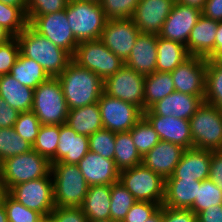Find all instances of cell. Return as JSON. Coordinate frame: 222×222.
Returning <instances> with one entry per match:
<instances>
[{"mask_svg":"<svg viewBox=\"0 0 222 222\" xmlns=\"http://www.w3.org/2000/svg\"><path fill=\"white\" fill-rule=\"evenodd\" d=\"M66 16L79 43L100 39L108 21L100 3L87 0H69Z\"/></svg>","mask_w":222,"mask_h":222,"instance_id":"3","label":"cell"},{"mask_svg":"<svg viewBox=\"0 0 222 222\" xmlns=\"http://www.w3.org/2000/svg\"><path fill=\"white\" fill-rule=\"evenodd\" d=\"M55 207H82L88 184L78 165L51 163Z\"/></svg>","mask_w":222,"mask_h":222,"instance_id":"4","label":"cell"},{"mask_svg":"<svg viewBox=\"0 0 222 222\" xmlns=\"http://www.w3.org/2000/svg\"><path fill=\"white\" fill-rule=\"evenodd\" d=\"M7 193L25 207L48 216L54 210L52 174L47 177L20 183Z\"/></svg>","mask_w":222,"mask_h":222,"instance_id":"10","label":"cell"},{"mask_svg":"<svg viewBox=\"0 0 222 222\" xmlns=\"http://www.w3.org/2000/svg\"><path fill=\"white\" fill-rule=\"evenodd\" d=\"M69 0H27L26 16L28 24L36 17L66 9Z\"/></svg>","mask_w":222,"mask_h":222,"instance_id":"45","label":"cell"},{"mask_svg":"<svg viewBox=\"0 0 222 222\" xmlns=\"http://www.w3.org/2000/svg\"><path fill=\"white\" fill-rule=\"evenodd\" d=\"M89 222H116V221H113L111 219H105V220H92V221H89Z\"/></svg>","mask_w":222,"mask_h":222,"instance_id":"62","label":"cell"},{"mask_svg":"<svg viewBox=\"0 0 222 222\" xmlns=\"http://www.w3.org/2000/svg\"><path fill=\"white\" fill-rule=\"evenodd\" d=\"M129 132L135 147L142 157L160 141L158 134L144 117Z\"/></svg>","mask_w":222,"mask_h":222,"instance_id":"38","label":"cell"},{"mask_svg":"<svg viewBox=\"0 0 222 222\" xmlns=\"http://www.w3.org/2000/svg\"><path fill=\"white\" fill-rule=\"evenodd\" d=\"M197 222H222V204L211 206L198 213Z\"/></svg>","mask_w":222,"mask_h":222,"instance_id":"53","label":"cell"},{"mask_svg":"<svg viewBox=\"0 0 222 222\" xmlns=\"http://www.w3.org/2000/svg\"><path fill=\"white\" fill-rule=\"evenodd\" d=\"M88 186L112 185L119 181V170L114 160L88 151L77 164Z\"/></svg>","mask_w":222,"mask_h":222,"instance_id":"20","label":"cell"},{"mask_svg":"<svg viewBox=\"0 0 222 222\" xmlns=\"http://www.w3.org/2000/svg\"><path fill=\"white\" fill-rule=\"evenodd\" d=\"M13 36L0 25V45L9 41Z\"/></svg>","mask_w":222,"mask_h":222,"instance_id":"57","label":"cell"},{"mask_svg":"<svg viewBox=\"0 0 222 222\" xmlns=\"http://www.w3.org/2000/svg\"><path fill=\"white\" fill-rule=\"evenodd\" d=\"M192 147L222 150V111L205 101L189 119Z\"/></svg>","mask_w":222,"mask_h":222,"instance_id":"7","label":"cell"},{"mask_svg":"<svg viewBox=\"0 0 222 222\" xmlns=\"http://www.w3.org/2000/svg\"><path fill=\"white\" fill-rule=\"evenodd\" d=\"M211 60L217 64L222 65V49L219 50L212 58Z\"/></svg>","mask_w":222,"mask_h":222,"instance_id":"60","label":"cell"},{"mask_svg":"<svg viewBox=\"0 0 222 222\" xmlns=\"http://www.w3.org/2000/svg\"><path fill=\"white\" fill-rule=\"evenodd\" d=\"M41 125L36 114L33 111H28L20 112L13 128L22 139L33 145Z\"/></svg>","mask_w":222,"mask_h":222,"instance_id":"43","label":"cell"},{"mask_svg":"<svg viewBox=\"0 0 222 222\" xmlns=\"http://www.w3.org/2000/svg\"><path fill=\"white\" fill-rule=\"evenodd\" d=\"M140 33L131 18L108 19L100 40L111 52L125 62Z\"/></svg>","mask_w":222,"mask_h":222,"instance_id":"14","label":"cell"},{"mask_svg":"<svg viewBox=\"0 0 222 222\" xmlns=\"http://www.w3.org/2000/svg\"><path fill=\"white\" fill-rule=\"evenodd\" d=\"M113 160L119 171L142 164V156L135 147L129 131L116 133Z\"/></svg>","mask_w":222,"mask_h":222,"instance_id":"33","label":"cell"},{"mask_svg":"<svg viewBox=\"0 0 222 222\" xmlns=\"http://www.w3.org/2000/svg\"><path fill=\"white\" fill-rule=\"evenodd\" d=\"M34 89L20 84L12 75L0 76V96L19 112L32 111Z\"/></svg>","mask_w":222,"mask_h":222,"instance_id":"27","label":"cell"},{"mask_svg":"<svg viewBox=\"0 0 222 222\" xmlns=\"http://www.w3.org/2000/svg\"><path fill=\"white\" fill-rule=\"evenodd\" d=\"M143 117L154 128L160 140L177 144L185 149L192 148L189 120L155 115L149 109L143 112Z\"/></svg>","mask_w":222,"mask_h":222,"instance_id":"18","label":"cell"},{"mask_svg":"<svg viewBox=\"0 0 222 222\" xmlns=\"http://www.w3.org/2000/svg\"><path fill=\"white\" fill-rule=\"evenodd\" d=\"M0 222H8L6 209L1 202H0Z\"/></svg>","mask_w":222,"mask_h":222,"instance_id":"59","label":"cell"},{"mask_svg":"<svg viewBox=\"0 0 222 222\" xmlns=\"http://www.w3.org/2000/svg\"><path fill=\"white\" fill-rule=\"evenodd\" d=\"M103 128L114 133L128 132L143 117L136 105L113 98L104 92L98 101Z\"/></svg>","mask_w":222,"mask_h":222,"instance_id":"12","label":"cell"},{"mask_svg":"<svg viewBox=\"0 0 222 222\" xmlns=\"http://www.w3.org/2000/svg\"><path fill=\"white\" fill-rule=\"evenodd\" d=\"M222 49V21H219V25L216 31L215 39V54Z\"/></svg>","mask_w":222,"mask_h":222,"instance_id":"55","label":"cell"},{"mask_svg":"<svg viewBox=\"0 0 222 222\" xmlns=\"http://www.w3.org/2000/svg\"><path fill=\"white\" fill-rule=\"evenodd\" d=\"M111 185L89 186L84 202L83 213L89 221L110 219Z\"/></svg>","mask_w":222,"mask_h":222,"instance_id":"28","label":"cell"},{"mask_svg":"<svg viewBox=\"0 0 222 222\" xmlns=\"http://www.w3.org/2000/svg\"><path fill=\"white\" fill-rule=\"evenodd\" d=\"M50 173L51 161L32 149L2 162L0 182L7 192L15 185L47 177Z\"/></svg>","mask_w":222,"mask_h":222,"instance_id":"5","label":"cell"},{"mask_svg":"<svg viewBox=\"0 0 222 222\" xmlns=\"http://www.w3.org/2000/svg\"><path fill=\"white\" fill-rule=\"evenodd\" d=\"M219 21L203 15L190 32L187 41V51L190 56H200L211 59L215 55V39Z\"/></svg>","mask_w":222,"mask_h":222,"instance_id":"23","label":"cell"},{"mask_svg":"<svg viewBox=\"0 0 222 222\" xmlns=\"http://www.w3.org/2000/svg\"><path fill=\"white\" fill-rule=\"evenodd\" d=\"M20 112L10 107L0 96V128L13 127Z\"/></svg>","mask_w":222,"mask_h":222,"instance_id":"51","label":"cell"},{"mask_svg":"<svg viewBox=\"0 0 222 222\" xmlns=\"http://www.w3.org/2000/svg\"><path fill=\"white\" fill-rule=\"evenodd\" d=\"M176 0H139L131 17L141 33L158 35Z\"/></svg>","mask_w":222,"mask_h":222,"instance_id":"17","label":"cell"},{"mask_svg":"<svg viewBox=\"0 0 222 222\" xmlns=\"http://www.w3.org/2000/svg\"><path fill=\"white\" fill-rule=\"evenodd\" d=\"M209 179L222 191V150L212 151Z\"/></svg>","mask_w":222,"mask_h":222,"instance_id":"50","label":"cell"},{"mask_svg":"<svg viewBox=\"0 0 222 222\" xmlns=\"http://www.w3.org/2000/svg\"><path fill=\"white\" fill-rule=\"evenodd\" d=\"M20 54L35 60L49 77L57 78L72 60L64 49L56 46L29 24L16 36Z\"/></svg>","mask_w":222,"mask_h":222,"instance_id":"2","label":"cell"},{"mask_svg":"<svg viewBox=\"0 0 222 222\" xmlns=\"http://www.w3.org/2000/svg\"><path fill=\"white\" fill-rule=\"evenodd\" d=\"M66 124L77 134L90 136L103 129L98 102L81 108L69 110Z\"/></svg>","mask_w":222,"mask_h":222,"instance_id":"29","label":"cell"},{"mask_svg":"<svg viewBox=\"0 0 222 222\" xmlns=\"http://www.w3.org/2000/svg\"><path fill=\"white\" fill-rule=\"evenodd\" d=\"M1 171H2V162L0 161V176H1Z\"/></svg>","mask_w":222,"mask_h":222,"instance_id":"64","label":"cell"},{"mask_svg":"<svg viewBox=\"0 0 222 222\" xmlns=\"http://www.w3.org/2000/svg\"><path fill=\"white\" fill-rule=\"evenodd\" d=\"M144 75L124 64L114 75L103 80V92L132 103L144 112Z\"/></svg>","mask_w":222,"mask_h":222,"instance_id":"11","label":"cell"},{"mask_svg":"<svg viewBox=\"0 0 222 222\" xmlns=\"http://www.w3.org/2000/svg\"><path fill=\"white\" fill-rule=\"evenodd\" d=\"M32 144L17 134L13 127L0 128V161L31 151Z\"/></svg>","mask_w":222,"mask_h":222,"instance_id":"36","label":"cell"},{"mask_svg":"<svg viewBox=\"0 0 222 222\" xmlns=\"http://www.w3.org/2000/svg\"><path fill=\"white\" fill-rule=\"evenodd\" d=\"M202 15L216 21H222V0H206Z\"/></svg>","mask_w":222,"mask_h":222,"instance_id":"52","label":"cell"},{"mask_svg":"<svg viewBox=\"0 0 222 222\" xmlns=\"http://www.w3.org/2000/svg\"><path fill=\"white\" fill-rule=\"evenodd\" d=\"M202 103L203 100L199 96L174 91L153 104L149 110L155 115L189 120Z\"/></svg>","mask_w":222,"mask_h":222,"instance_id":"24","label":"cell"},{"mask_svg":"<svg viewBox=\"0 0 222 222\" xmlns=\"http://www.w3.org/2000/svg\"><path fill=\"white\" fill-rule=\"evenodd\" d=\"M189 57L185 45L158 36L156 71L171 72Z\"/></svg>","mask_w":222,"mask_h":222,"instance_id":"30","label":"cell"},{"mask_svg":"<svg viewBox=\"0 0 222 222\" xmlns=\"http://www.w3.org/2000/svg\"><path fill=\"white\" fill-rule=\"evenodd\" d=\"M38 222H55L51 215L43 216Z\"/></svg>","mask_w":222,"mask_h":222,"instance_id":"61","label":"cell"},{"mask_svg":"<svg viewBox=\"0 0 222 222\" xmlns=\"http://www.w3.org/2000/svg\"><path fill=\"white\" fill-rule=\"evenodd\" d=\"M3 193H4V189L1 186V182H0V202H1V197H2Z\"/></svg>","mask_w":222,"mask_h":222,"instance_id":"63","label":"cell"},{"mask_svg":"<svg viewBox=\"0 0 222 222\" xmlns=\"http://www.w3.org/2000/svg\"><path fill=\"white\" fill-rule=\"evenodd\" d=\"M159 208L160 205L158 203L136 201L122 222H145Z\"/></svg>","mask_w":222,"mask_h":222,"instance_id":"47","label":"cell"},{"mask_svg":"<svg viewBox=\"0 0 222 222\" xmlns=\"http://www.w3.org/2000/svg\"><path fill=\"white\" fill-rule=\"evenodd\" d=\"M110 195V219L116 222H122L136 200L119 181L111 185Z\"/></svg>","mask_w":222,"mask_h":222,"instance_id":"37","label":"cell"},{"mask_svg":"<svg viewBox=\"0 0 222 222\" xmlns=\"http://www.w3.org/2000/svg\"><path fill=\"white\" fill-rule=\"evenodd\" d=\"M29 25L56 46L64 49L71 56L74 55L79 42L69 26L66 9L47 15L36 16Z\"/></svg>","mask_w":222,"mask_h":222,"instance_id":"13","label":"cell"},{"mask_svg":"<svg viewBox=\"0 0 222 222\" xmlns=\"http://www.w3.org/2000/svg\"><path fill=\"white\" fill-rule=\"evenodd\" d=\"M56 150V163L77 165L89 151V137L77 134L66 123L60 125V136Z\"/></svg>","mask_w":222,"mask_h":222,"instance_id":"25","label":"cell"},{"mask_svg":"<svg viewBox=\"0 0 222 222\" xmlns=\"http://www.w3.org/2000/svg\"><path fill=\"white\" fill-rule=\"evenodd\" d=\"M145 222H162V206Z\"/></svg>","mask_w":222,"mask_h":222,"instance_id":"58","label":"cell"},{"mask_svg":"<svg viewBox=\"0 0 222 222\" xmlns=\"http://www.w3.org/2000/svg\"><path fill=\"white\" fill-rule=\"evenodd\" d=\"M1 203L6 209L8 222H38L43 217L37 211L31 210L16 201L7 192L3 193Z\"/></svg>","mask_w":222,"mask_h":222,"instance_id":"41","label":"cell"},{"mask_svg":"<svg viewBox=\"0 0 222 222\" xmlns=\"http://www.w3.org/2000/svg\"><path fill=\"white\" fill-rule=\"evenodd\" d=\"M185 150L177 144L160 140L142 157V164L166 180L173 174Z\"/></svg>","mask_w":222,"mask_h":222,"instance_id":"19","label":"cell"},{"mask_svg":"<svg viewBox=\"0 0 222 222\" xmlns=\"http://www.w3.org/2000/svg\"><path fill=\"white\" fill-rule=\"evenodd\" d=\"M50 215L55 222H89L81 207H55Z\"/></svg>","mask_w":222,"mask_h":222,"instance_id":"48","label":"cell"},{"mask_svg":"<svg viewBox=\"0 0 222 222\" xmlns=\"http://www.w3.org/2000/svg\"><path fill=\"white\" fill-rule=\"evenodd\" d=\"M212 150L188 148L167 179H192L203 181L209 178Z\"/></svg>","mask_w":222,"mask_h":222,"instance_id":"21","label":"cell"},{"mask_svg":"<svg viewBox=\"0 0 222 222\" xmlns=\"http://www.w3.org/2000/svg\"><path fill=\"white\" fill-rule=\"evenodd\" d=\"M175 91L205 98L206 58L190 56L170 72Z\"/></svg>","mask_w":222,"mask_h":222,"instance_id":"15","label":"cell"},{"mask_svg":"<svg viewBox=\"0 0 222 222\" xmlns=\"http://www.w3.org/2000/svg\"><path fill=\"white\" fill-rule=\"evenodd\" d=\"M176 1L184 5L196 7L200 10H202L206 2V0H176Z\"/></svg>","mask_w":222,"mask_h":222,"instance_id":"56","label":"cell"},{"mask_svg":"<svg viewBox=\"0 0 222 222\" xmlns=\"http://www.w3.org/2000/svg\"><path fill=\"white\" fill-rule=\"evenodd\" d=\"M119 182L134 196L136 201L163 205L165 180L143 164L120 171Z\"/></svg>","mask_w":222,"mask_h":222,"instance_id":"8","label":"cell"},{"mask_svg":"<svg viewBox=\"0 0 222 222\" xmlns=\"http://www.w3.org/2000/svg\"><path fill=\"white\" fill-rule=\"evenodd\" d=\"M139 0H101L99 3L108 19H129Z\"/></svg>","mask_w":222,"mask_h":222,"instance_id":"44","label":"cell"},{"mask_svg":"<svg viewBox=\"0 0 222 222\" xmlns=\"http://www.w3.org/2000/svg\"><path fill=\"white\" fill-rule=\"evenodd\" d=\"M20 54L19 44L16 37L0 45V76L10 74Z\"/></svg>","mask_w":222,"mask_h":222,"instance_id":"46","label":"cell"},{"mask_svg":"<svg viewBox=\"0 0 222 222\" xmlns=\"http://www.w3.org/2000/svg\"><path fill=\"white\" fill-rule=\"evenodd\" d=\"M162 222H197V215L190 209L162 205Z\"/></svg>","mask_w":222,"mask_h":222,"instance_id":"49","label":"cell"},{"mask_svg":"<svg viewBox=\"0 0 222 222\" xmlns=\"http://www.w3.org/2000/svg\"><path fill=\"white\" fill-rule=\"evenodd\" d=\"M0 2L6 5L19 7L26 14L27 0H0Z\"/></svg>","mask_w":222,"mask_h":222,"instance_id":"54","label":"cell"},{"mask_svg":"<svg viewBox=\"0 0 222 222\" xmlns=\"http://www.w3.org/2000/svg\"><path fill=\"white\" fill-rule=\"evenodd\" d=\"M201 15L202 10L175 1L158 36L167 40L182 43L186 46L190 32Z\"/></svg>","mask_w":222,"mask_h":222,"instance_id":"16","label":"cell"},{"mask_svg":"<svg viewBox=\"0 0 222 222\" xmlns=\"http://www.w3.org/2000/svg\"><path fill=\"white\" fill-rule=\"evenodd\" d=\"M157 42L158 35L140 33L124 64L144 76L154 73L157 63Z\"/></svg>","mask_w":222,"mask_h":222,"instance_id":"22","label":"cell"},{"mask_svg":"<svg viewBox=\"0 0 222 222\" xmlns=\"http://www.w3.org/2000/svg\"><path fill=\"white\" fill-rule=\"evenodd\" d=\"M72 60L94 72L102 80L114 75L124 65V61L111 52L100 39L80 42Z\"/></svg>","mask_w":222,"mask_h":222,"instance_id":"9","label":"cell"},{"mask_svg":"<svg viewBox=\"0 0 222 222\" xmlns=\"http://www.w3.org/2000/svg\"><path fill=\"white\" fill-rule=\"evenodd\" d=\"M57 79L69 110L97 103L103 93V80L73 60Z\"/></svg>","mask_w":222,"mask_h":222,"instance_id":"1","label":"cell"},{"mask_svg":"<svg viewBox=\"0 0 222 222\" xmlns=\"http://www.w3.org/2000/svg\"><path fill=\"white\" fill-rule=\"evenodd\" d=\"M87 1H95V2H100L101 0H87Z\"/></svg>","mask_w":222,"mask_h":222,"instance_id":"65","label":"cell"},{"mask_svg":"<svg viewBox=\"0 0 222 222\" xmlns=\"http://www.w3.org/2000/svg\"><path fill=\"white\" fill-rule=\"evenodd\" d=\"M0 25L16 37L27 25V16L19 8L0 2Z\"/></svg>","mask_w":222,"mask_h":222,"instance_id":"40","label":"cell"},{"mask_svg":"<svg viewBox=\"0 0 222 222\" xmlns=\"http://www.w3.org/2000/svg\"><path fill=\"white\" fill-rule=\"evenodd\" d=\"M60 136V125H41L32 145L33 150L56 163V150Z\"/></svg>","mask_w":222,"mask_h":222,"instance_id":"35","label":"cell"},{"mask_svg":"<svg viewBox=\"0 0 222 222\" xmlns=\"http://www.w3.org/2000/svg\"><path fill=\"white\" fill-rule=\"evenodd\" d=\"M10 75L20 84L33 89L50 78L40 64L21 54L11 68Z\"/></svg>","mask_w":222,"mask_h":222,"instance_id":"32","label":"cell"},{"mask_svg":"<svg viewBox=\"0 0 222 222\" xmlns=\"http://www.w3.org/2000/svg\"><path fill=\"white\" fill-rule=\"evenodd\" d=\"M218 204H222V191L208 178L201 181L195 201L189 209L197 215L201 211Z\"/></svg>","mask_w":222,"mask_h":222,"instance_id":"39","label":"cell"},{"mask_svg":"<svg viewBox=\"0 0 222 222\" xmlns=\"http://www.w3.org/2000/svg\"><path fill=\"white\" fill-rule=\"evenodd\" d=\"M32 111L42 125L66 123L69 109L57 78L50 77L34 89Z\"/></svg>","mask_w":222,"mask_h":222,"instance_id":"6","label":"cell"},{"mask_svg":"<svg viewBox=\"0 0 222 222\" xmlns=\"http://www.w3.org/2000/svg\"><path fill=\"white\" fill-rule=\"evenodd\" d=\"M204 101L222 111V65L206 59Z\"/></svg>","mask_w":222,"mask_h":222,"instance_id":"34","label":"cell"},{"mask_svg":"<svg viewBox=\"0 0 222 222\" xmlns=\"http://www.w3.org/2000/svg\"><path fill=\"white\" fill-rule=\"evenodd\" d=\"M144 111L153 104L175 91L170 72H158L147 75L144 80Z\"/></svg>","mask_w":222,"mask_h":222,"instance_id":"31","label":"cell"},{"mask_svg":"<svg viewBox=\"0 0 222 222\" xmlns=\"http://www.w3.org/2000/svg\"><path fill=\"white\" fill-rule=\"evenodd\" d=\"M115 136L116 133L104 128L96 131L89 136V151L113 160L115 154Z\"/></svg>","mask_w":222,"mask_h":222,"instance_id":"42","label":"cell"},{"mask_svg":"<svg viewBox=\"0 0 222 222\" xmlns=\"http://www.w3.org/2000/svg\"><path fill=\"white\" fill-rule=\"evenodd\" d=\"M200 185L201 181L192 179H166L163 206L189 209Z\"/></svg>","mask_w":222,"mask_h":222,"instance_id":"26","label":"cell"}]
</instances>
